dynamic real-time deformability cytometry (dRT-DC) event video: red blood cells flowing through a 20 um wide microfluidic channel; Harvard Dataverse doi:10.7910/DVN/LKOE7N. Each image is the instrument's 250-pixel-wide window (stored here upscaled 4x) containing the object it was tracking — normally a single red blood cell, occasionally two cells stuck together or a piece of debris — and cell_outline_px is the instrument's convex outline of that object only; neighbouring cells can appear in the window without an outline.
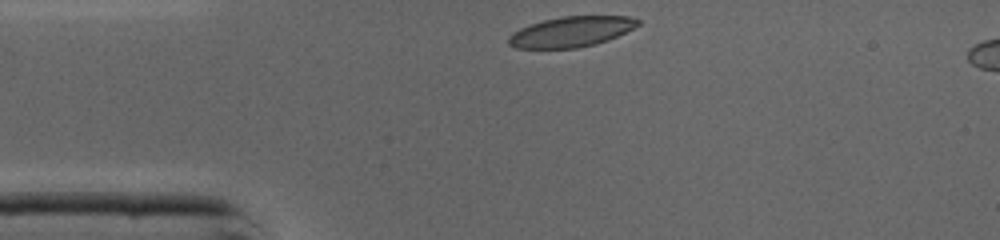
{"species": "common noctule bat (a hibernating species)", "species_latin": "Nyctalus noctula", "temperature_condition": "cold", "stored_images_in_passage": 27, "camera_frame_rate_fps": 3000, "um_per_image_px": 0.085, "animal": {"sex": "male", "body_mass_g": 19.0, "forearm_length_mm": 50.8}, "frame": {"image": 1, "passage_image": 1, "time_ms": 0.0, "image_size_px": [1000, 240], "cell_outline_px": [[640, 24], [608, 40], [596, 44], [576, 48], [516, 48], [508, 44], [508, 36], [512, 32], [520, 28], [544, 20], [560, 16], [628, 16], [640, 20]], "centroid_in_image_um": [48.53, 2.69], "position_along_channel_um": 36.5, "area_um2": 22.77}}
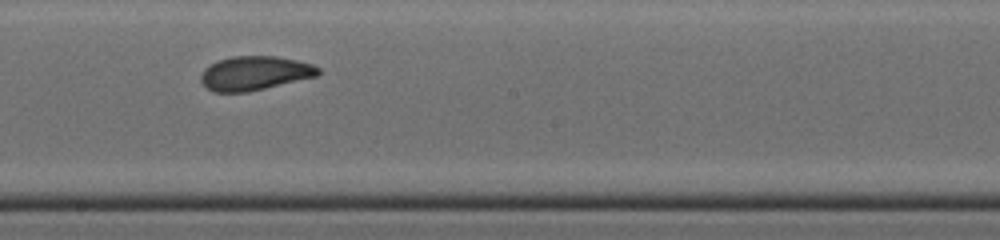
{"frame": {"image": 2, "passage_image": 16, "time_ms": 5.0, "image_size_px": [1000, 240], "cell_outline_px": [[320, 72], [316, 76], [248, 92], [216, 92], [208, 88], [200, 80], [200, 76], [204, 68], [220, 60], [232, 56], [276, 56], [296, 60], [312, 64], [320, 68]], "centroid_in_image_um": [21.65, 6.22], "position_along_channel_um": 226.6, "area_um2": 23.06}}
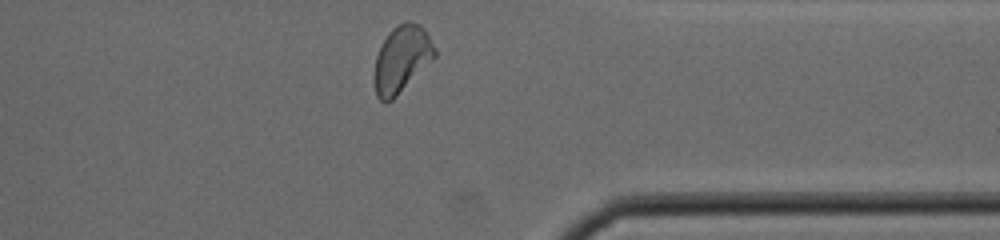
{"frame": {"image": 3, "passage_image": 27, "time_ms": 8.667, "image_size_px": [1000, 240], "cell_outline_px": [[436, 56], [392, 100], [380, 100], [376, 96], [372, 80], [376, 56], [384, 40], [392, 28], [404, 20], [408, 20], [420, 24], [424, 28], [436, 48]], "centroid_in_image_um": [34.13, 5.0], "position_along_channel_um": 377.3, "area_um2": 23.52}, "authors_computed_cell_mechanics": {"area_um2": 23.2934, "velocity_mm_per_s": 4.3529, "shape_relaxation_time_tau1_ms": 4.697, "shape_relaxation_time_tau2_ms": 0.9751, "deformation_change_tau1": 0.1692, "deformation_change_tau2": 0.049}}